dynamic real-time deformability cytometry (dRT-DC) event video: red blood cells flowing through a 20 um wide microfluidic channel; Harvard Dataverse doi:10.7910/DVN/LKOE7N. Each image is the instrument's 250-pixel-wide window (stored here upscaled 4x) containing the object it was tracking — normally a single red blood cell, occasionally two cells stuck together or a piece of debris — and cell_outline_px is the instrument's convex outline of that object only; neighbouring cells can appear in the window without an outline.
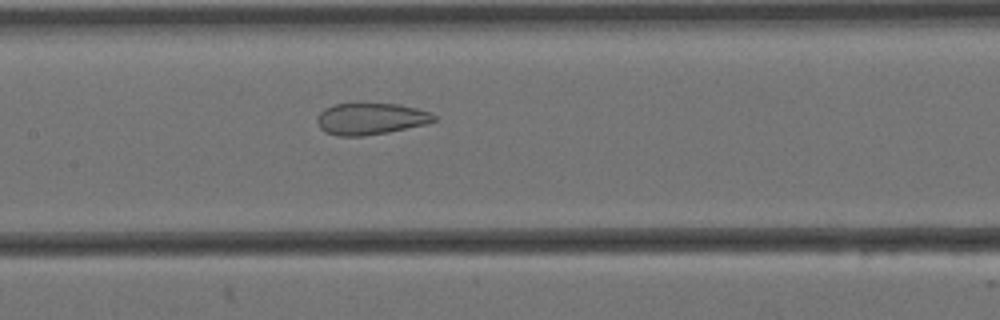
{"species": "Egyptian fruit bat (a non-hibernating species)", "species_latin": "Rousettus aegyptiacus", "temperature_condition": "cold", "stored_images_in_passage": 8, "camera_frame_rate_fps": 3000, "um_per_image_px": 0.085, "animal": {"sex": "female"}, "frame": {"image": 1, "passage_image": 8, "time_ms": 2.333, "image_size_px": [1000, 320], "cell_outline_px": [[436, 120], [428, 124], [388, 132], [364, 136], [336, 136], [324, 132], [320, 128], [316, 120], [320, 112], [324, 108], [336, 104], [360, 100], [400, 104], [432, 112], [436, 116]], "centroid_in_image_um": [31.5, 10.05], "position_along_channel_um": 175.9, "area_um2": 22.6}}